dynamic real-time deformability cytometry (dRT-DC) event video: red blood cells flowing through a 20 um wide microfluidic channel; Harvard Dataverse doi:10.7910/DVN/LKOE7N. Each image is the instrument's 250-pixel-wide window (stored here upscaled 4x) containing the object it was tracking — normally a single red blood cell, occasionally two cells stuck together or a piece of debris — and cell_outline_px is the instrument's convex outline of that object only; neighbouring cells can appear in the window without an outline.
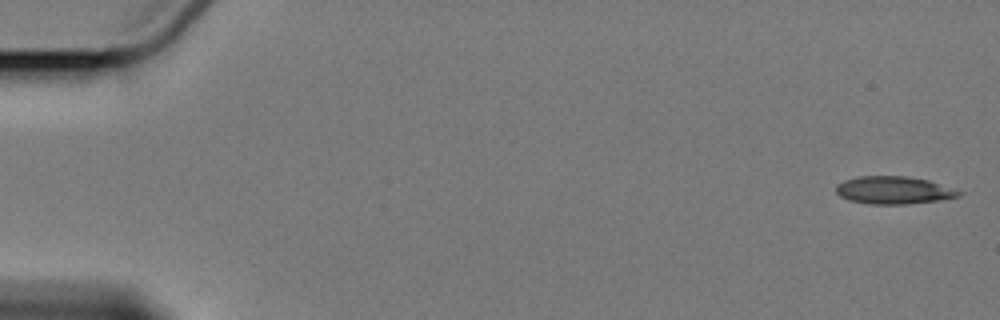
{"species": "Egyptian fruit bat (a non-hibernating species)", "species_latin": "Rousettus aegyptiacus", "temperature_condition": "cold", "stored_images_in_passage": 6, "camera_frame_rate_fps": 3000, "um_per_image_px": 0.085, "animal": {"sex": "female"}, "frame": {"image": 1, "passage_image": 1, "time_ms": 0.0, "image_size_px": [1000, 320], "cell_outline_px": [[964, 192], [960, 196], [940, 200], [904, 204], [872, 204], [848, 200], [840, 196], [836, 192], [836, 184], [844, 180], [856, 176], [904, 176], [928, 180]], "centroid_in_image_um": [75.94, 16.16], "position_along_channel_um": 9.1, "area_um2": 19.77}}
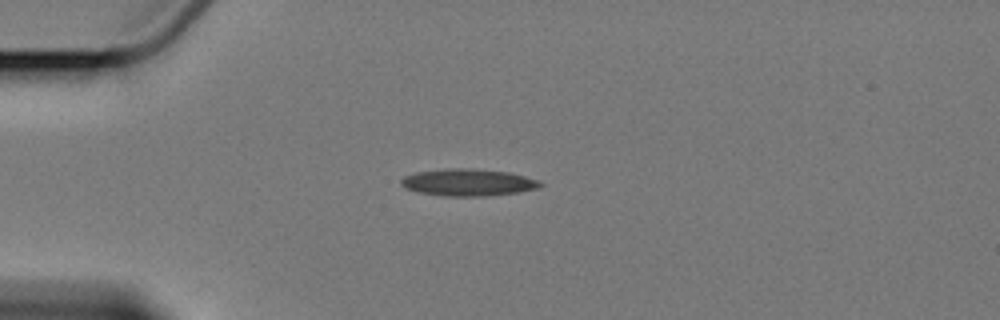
{"frame": {"image": 2, "passage_image": 4, "time_ms": 4.667, "image_size_px": [1000, 320], "cell_outline_px": [[544, 184], [540, 188], [520, 192], [484, 196], [444, 196], [420, 192], [404, 188], [400, 184], [400, 180], [404, 176], [416, 172], [448, 168], [472, 168], [508, 172], [540, 180]], "centroid_in_image_um": [39.81, 15.5], "position_along_channel_um": 45.2, "area_um2": 22.08}}
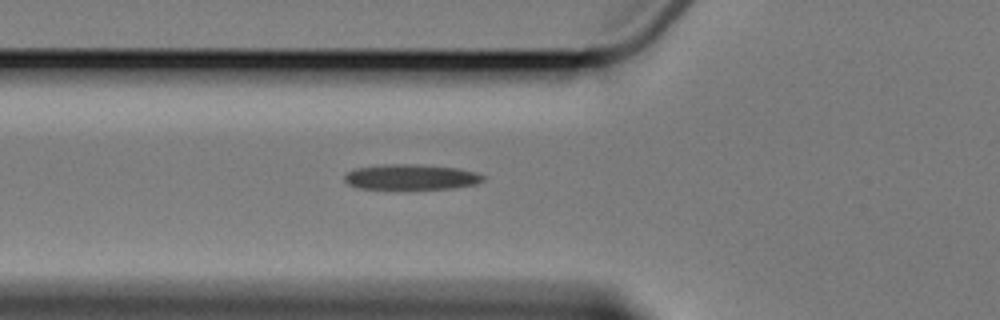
{"frame": {"image": 3, "passage_image": 6, "time_ms": 6.667, "image_size_px": [1000, 320], "cell_outline_px": [[488, 176], [484, 180], [476, 184], [452, 188], [360, 188], [348, 184], [344, 180], [344, 176], [352, 168], [380, 164], [420, 164], [460, 168], [476, 172]], "centroid_in_image_um": [34.97, 15.02], "position_along_channel_um": 90.8, "area_um2": 20.63}}